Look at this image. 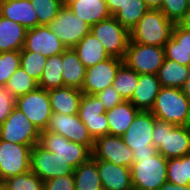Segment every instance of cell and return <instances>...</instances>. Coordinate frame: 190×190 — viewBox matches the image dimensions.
Wrapping results in <instances>:
<instances>
[{
    "label": "cell",
    "mask_w": 190,
    "mask_h": 190,
    "mask_svg": "<svg viewBox=\"0 0 190 190\" xmlns=\"http://www.w3.org/2000/svg\"><path fill=\"white\" fill-rule=\"evenodd\" d=\"M174 25L160 9H149L129 31L130 41L164 47L172 36Z\"/></svg>",
    "instance_id": "cell-1"
},
{
    "label": "cell",
    "mask_w": 190,
    "mask_h": 190,
    "mask_svg": "<svg viewBox=\"0 0 190 190\" xmlns=\"http://www.w3.org/2000/svg\"><path fill=\"white\" fill-rule=\"evenodd\" d=\"M153 145L166 159L190 154V131L155 117Z\"/></svg>",
    "instance_id": "cell-2"
},
{
    "label": "cell",
    "mask_w": 190,
    "mask_h": 190,
    "mask_svg": "<svg viewBox=\"0 0 190 190\" xmlns=\"http://www.w3.org/2000/svg\"><path fill=\"white\" fill-rule=\"evenodd\" d=\"M154 125L155 116L150 111H139L121 136L124 143L133 151V163L140 162V158L151 157L157 152L152 140Z\"/></svg>",
    "instance_id": "cell-3"
},
{
    "label": "cell",
    "mask_w": 190,
    "mask_h": 190,
    "mask_svg": "<svg viewBox=\"0 0 190 190\" xmlns=\"http://www.w3.org/2000/svg\"><path fill=\"white\" fill-rule=\"evenodd\" d=\"M167 161L158 151L131 165V182L135 190H158L167 181Z\"/></svg>",
    "instance_id": "cell-4"
},
{
    "label": "cell",
    "mask_w": 190,
    "mask_h": 190,
    "mask_svg": "<svg viewBox=\"0 0 190 190\" xmlns=\"http://www.w3.org/2000/svg\"><path fill=\"white\" fill-rule=\"evenodd\" d=\"M190 100L181 88L162 87L156 96L151 113L158 119L183 126L187 117Z\"/></svg>",
    "instance_id": "cell-5"
},
{
    "label": "cell",
    "mask_w": 190,
    "mask_h": 190,
    "mask_svg": "<svg viewBox=\"0 0 190 190\" xmlns=\"http://www.w3.org/2000/svg\"><path fill=\"white\" fill-rule=\"evenodd\" d=\"M39 144L61 160L66 161V164L73 169L92 157V152L86 146L46 130L40 131Z\"/></svg>",
    "instance_id": "cell-6"
},
{
    "label": "cell",
    "mask_w": 190,
    "mask_h": 190,
    "mask_svg": "<svg viewBox=\"0 0 190 190\" xmlns=\"http://www.w3.org/2000/svg\"><path fill=\"white\" fill-rule=\"evenodd\" d=\"M47 26L66 48H74L91 30V26L65 4Z\"/></svg>",
    "instance_id": "cell-7"
},
{
    "label": "cell",
    "mask_w": 190,
    "mask_h": 190,
    "mask_svg": "<svg viewBox=\"0 0 190 190\" xmlns=\"http://www.w3.org/2000/svg\"><path fill=\"white\" fill-rule=\"evenodd\" d=\"M165 59L164 47L129 40L123 62L137 74H157Z\"/></svg>",
    "instance_id": "cell-8"
},
{
    "label": "cell",
    "mask_w": 190,
    "mask_h": 190,
    "mask_svg": "<svg viewBox=\"0 0 190 190\" xmlns=\"http://www.w3.org/2000/svg\"><path fill=\"white\" fill-rule=\"evenodd\" d=\"M90 31L110 56L124 59L130 34L113 16L91 26Z\"/></svg>",
    "instance_id": "cell-9"
},
{
    "label": "cell",
    "mask_w": 190,
    "mask_h": 190,
    "mask_svg": "<svg viewBox=\"0 0 190 190\" xmlns=\"http://www.w3.org/2000/svg\"><path fill=\"white\" fill-rule=\"evenodd\" d=\"M0 139L31 148L39 143L40 131L17 107L0 126Z\"/></svg>",
    "instance_id": "cell-10"
},
{
    "label": "cell",
    "mask_w": 190,
    "mask_h": 190,
    "mask_svg": "<svg viewBox=\"0 0 190 190\" xmlns=\"http://www.w3.org/2000/svg\"><path fill=\"white\" fill-rule=\"evenodd\" d=\"M19 108L39 131L46 130L53 114L48 97V90L37 87L35 90L16 98Z\"/></svg>",
    "instance_id": "cell-11"
},
{
    "label": "cell",
    "mask_w": 190,
    "mask_h": 190,
    "mask_svg": "<svg viewBox=\"0 0 190 190\" xmlns=\"http://www.w3.org/2000/svg\"><path fill=\"white\" fill-rule=\"evenodd\" d=\"M30 171L45 182L52 178L73 175L74 169L38 143L31 148Z\"/></svg>",
    "instance_id": "cell-12"
},
{
    "label": "cell",
    "mask_w": 190,
    "mask_h": 190,
    "mask_svg": "<svg viewBox=\"0 0 190 190\" xmlns=\"http://www.w3.org/2000/svg\"><path fill=\"white\" fill-rule=\"evenodd\" d=\"M30 152L28 145L15 144L0 139V178L22 175L30 171Z\"/></svg>",
    "instance_id": "cell-13"
},
{
    "label": "cell",
    "mask_w": 190,
    "mask_h": 190,
    "mask_svg": "<svg viewBox=\"0 0 190 190\" xmlns=\"http://www.w3.org/2000/svg\"><path fill=\"white\" fill-rule=\"evenodd\" d=\"M46 131L64 136L67 140L86 146L91 152L94 148V140L88 132L78 114L67 115L53 113Z\"/></svg>",
    "instance_id": "cell-14"
},
{
    "label": "cell",
    "mask_w": 190,
    "mask_h": 190,
    "mask_svg": "<svg viewBox=\"0 0 190 190\" xmlns=\"http://www.w3.org/2000/svg\"><path fill=\"white\" fill-rule=\"evenodd\" d=\"M78 116L94 141L109 135L106 110L96 95L83 94Z\"/></svg>",
    "instance_id": "cell-15"
},
{
    "label": "cell",
    "mask_w": 190,
    "mask_h": 190,
    "mask_svg": "<svg viewBox=\"0 0 190 190\" xmlns=\"http://www.w3.org/2000/svg\"><path fill=\"white\" fill-rule=\"evenodd\" d=\"M92 157L95 160L110 161L116 166L131 168L133 164V151L121 136L105 135L95 140Z\"/></svg>",
    "instance_id": "cell-16"
},
{
    "label": "cell",
    "mask_w": 190,
    "mask_h": 190,
    "mask_svg": "<svg viewBox=\"0 0 190 190\" xmlns=\"http://www.w3.org/2000/svg\"><path fill=\"white\" fill-rule=\"evenodd\" d=\"M123 60L110 56L108 59L87 68L85 79L81 87L83 94L96 95L115 80V74Z\"/></svg>",
    "instance_id": "cell-17"
},
{
    "label": "cell",
    "mask_w": 190,
    "mask_h": 190,
    "mask_svg": "<svg viewBox=\"0 0 190 190\" xmlns=\"http://www.w3.org/2000/svg\"><path fill=\"white\" fill-rule=\"evenodd\" d=\"M67 48L47 25L27 29L23 50L50 57L63 53Z\"/></svg>",
    "instance_id": "cell-18"
},
{
    "label": "cell",
    "mask_w": 190,
    "mask_h": 190,
    "mask_svg": "<svg viewBox=\"0 0 190 190\" xmlns=\"http://www.w3.org/2000/svg\"><path fill=\"white\" fill-rule=\"evenodd\" d=\"M103 190H131V170L110 161L96 160Z\"/></svg>",
    "instance_id": "cell-19"
},
{
    "label": "cell",
    "mask_w": 190,
    "mask_h": 190,
    "mask_svg": "<svg viewBox=\"0 0 190 190\" xmlns=\"http://www.w3.org/2000/svg\"><path fill=\"white\" fill-rule=\"evenodd\" d=\"M0 15L26 29L38 26V17L30 0H0Z\"/></svg>",
    "instance_id": "cell-20"
},
{
    "label": "cell",
    "mask_w": 190,
    "mask_h": 190,
    "mask_svg": "<svg viewBox=\"0 0 190 190\" xmlns=\"http://www.w3.org/2000/svg\"><path fill=\"white\" fill-rule=\"evenodd\" d=\"M161 88L156 74H138V85L129 101L139 111H151Z\"/></svg>",
    "instance_id": "cell-21"
},
{
    "label": "cell",
    "mask_w": 190,
    "mask_h": 190,
    "mask_svg": "<svg viewBox=\"0 0 190 190\" xmlns=\"http://www.w3.org/2000/svg\"><path fill=\"white\" fill-rule=\"evenodd\" d=\"M48 97L53 113L74 115L78 114L83 93L76 88L61 87L48 90Z\"/></svg>",
    "instance_id": "cell-22"
},
{
    "label": "cell",
    "mask_w": 190,
    "mask_h": 190,
    "mask_svg": "<svg viewBox=\"0 0 190 190\" xmlns=\"http://www.w3.org/2000/svg\"><path fill=\"white\" fill-rule=\"evenodd\" d=\"M65 5L90 26L112 16L105 0H66Z\"/></svg>",
    "instance_id": "cell-23"
},
{
    "label": "cell",
    "mask_w": 190,
    "mask_h": 190,
    "mask_svg": "<svg viewBox=\"0 0 190 190\" xmlns=\"http://www.w3.org/2000/svg\"><path fill=\"white\" fill-rule=\"evenodd\" d=\"M139 110L129 101L121 103L106 111L109 135L122 136L132 124Z\"/></svg>",
    "instance_id": "cell-24"
},
{
    "label": "cell",
    "mask_w": 190,
    "mask_h": 190,
    "mask_svg": "<svg viewBox=\"0 0 190 190\" xmlns=\"http://www.w3.org/2000/svg\"><path fill=\"white\" fill-rule=\"evenodd\" d=\"M63 87H72L81 90L87 68L78 58L73 48H67L62 53Z\"/></svg>",
    "instance_id": "cell-25"
},
{
    "label": "cell",
    "mask_w": 190,
    "mask_h": 190,
    "mask_svg": "<svg viewBox=\"0 0 190 190\" xmlns=\"http://www.w3.org/2000/svg\"><path fill=\"white\" fill-rule=\"evenodd\" d=\"M27 29L0 15V53L23 49Z\"/></svg>",
    "instance_id": "cell-26"
},
{
    "label": "cell",
    "mask_w": 190,
    "mask_h": 190,
    "mask_svg": "<svg viewBox=\"0 0 190 190\" xmlns=\"http://www.w3.org/2000/svg\"><path fill=\"white\" fill-rule=\"evenodd\" d=\"M73 49L86 68L92 67L110 57L101 42L91 31Z\"/></svg>",
    "instance_id": "cell-27"
},
{
    "label": "cell",
    "mask_w": 190,
    "mask_h": 190,
    "mask_svg": "<svg viewBox=\"0 0 190 190\" xmlns=\"http://www.w3.org/2000/svg\"><path fill=\"white\" fill-rule=\"evenodd\" d=\"M73 176L75 190H103L97 162L93 157L76 167Z\"/></svg>",
    "instance_id": "cell-28"
},
{
    "label": "cell",
    "mask_w": 190,
    "mask_h": 190,
    "mask_svg": "<svg viewBox=\"0 0 190 190\" xmlns=\"http://www.w3.org/2000/svg\"><path fill=\"white\" fill-rule=\"evenodd\" d=\"M156 75L162 87L182 88L189 79L190 67L165 58Z\"/></svg>",
    "instance_id": "cell-29"
},
{
    "label": "cell",
    "mask_w": 190,
    "mask_h": 190,
    "mask_svg": "<svg viewBox=\"0 0 190 190\" xmlns=\"http://www.w3.org/2000/svg\"><path fill=\"white\" fill-rule=\"evenodd\" d=\"M148 10L144 0H124L113 17L130 31Z\"/></svg>",
    "instance_id": "cell-30"
},
{
    "label": "cell",
    "mask_w": 190,
    "mask_h": 190,
    "mask_svg": "<svg viewBox=\"0 0 190 190\" xmlns=\"http://www.w3.org/2000/svg\"><path fill=\"white\" fill-rule=\"evenodd\" d=\"M62 70V53L47 57L38 87L45 90L63 87Z\"/></svg>",
    "instance_id": "cell-31"
},
{
    "label": "cell",
    "mask_w": 190,
    "mask_h": 190,
    "mask_svg": "<svg viewBox=\"0 0 190 190\" xmlns=\"http://www.w3.org/2000/svg\"><path fill=\"white\" fill-rule=\"evenodd\" d=\"M137 85L138 74L123 62L116 71L112 86L123 100H130Z\"/></svg>",
    "instance_id": "cell-32"
},
{
    "label": "cell",
    "mask_w": 190,
    "mask_h": 190,
    "mask_svg": "<svg viewBox=\"0 0 190 190\" xmlns=\"http://www.w3.org/2000/svg\"><path fill=\"white\" fill-rule=\"evenodd\" d=\"M167 181L179 186L190 185V154L168 159Z\"/></svg>",
    "instance_id": "cell-33"
},
{
    "label": "cell",
    "mask_w": 190,
    "mask_h": 190,
    "mask_svg": "<svg viewBox=\"0 0 190 190\" xmlns=\"http://www.w3.org/2000/svg\"><path fill=\"white\" fill-rule=\"evenodd\" d=\"M15 98L25 95L38 87V82L28 75L20 66L5 85Z\"/></svg>",
    "instance_id": "cell-34"
},
{
    "label": "cell",
    "mask_w": 190,
    "mask_h": 190,
    "mask_svg": "<svg viewBox=\"0 0 190 190\" xmlns=\"http://www.w3.org/2000/svg\"><path fill=\"white\" fill-rule=\"evenodd\" d=\"M47 57L33 51L20 50V66L33 79L39 82Z\"/></svg>",
    "instance_id": "cell-35"
},
{
    "label": "cell",
    "mask_w": 190,
    "mask_h": 190,
    "mask_svg": "<svg viewBox=\"0 0 190 190\" xmlns=\"http://www.w3.org/2000/svg\"><path fill=\"white\" fill-rule=\"evenodd\" d=\"M38 17V25H48L64 6V0H30Z\"/></svg>",
    "instance_id": "cell-36"
},
{
    "label": "cell",
    "mask_w": 190,
    "mask_h": 190,
    "mask_svg": "<svg viewBox=\"0 0 190 190\" xmlns=\"http://www.w3.org/2000/svg\"><path fill=\"white\" fill-rule=\"evenodd\" d=\"M9 190H44V182L31 171L3 181Z\"/></svg>",
    "instance_id": "cell-37"
},
{
    "label": "cell",
    "mask_w": 190,
    "mask_h": 190,
    "mask_svg": "<svg viewBox=\"0 0 190 190\" xmlns=\"http://www.w3.org/2000/svg\"><path fill=\"white\" fill-rule=\"evenodd\" d=\"M20 67V51L0 53V86H5L12 74Z\"/></svg>",
    "instance_id": "cell-38"
},
{
    "label": "cell",
    "mask_w": 190,
    "mask_h": 190,
    "mask_svg": "<svg viewBox=\"0 0 190 190\" xmlns=\"http://www.w3.org/2000/svg\"><path fill=\"white\" fill-rule=\"evenodd\" d=\"M165 58L190 67V52L186 50L173 36L164 46Z\"/></svg>",
    "instance_id": "cell-39"
},
{
    "label": "cell",
    "mask_w": 190,
    "mask_h": 190,
    "mask_svg": "<svg viewBox=\"0 0 190 190\" xmlns=\"http://www.w3.org/2000/svg\"><path fill=\"white\" fill-rule=\"evenodd\" d=\"M189 7L187 0H163L160 10L169 20L178 23Z\"/></svg>",
    "instance_id": "cell-40"
},
{
    "label": "cell",
    "mask_w": 190,
    "mask_h": 190,
    "mask_svg": "<svg viewBox=\"0 0 190 190\" xmlns=\"http://www.w3.org/2000/svg\"><path fill=\"white\" fill-rule=\"evenodd\" d=\"M16 107V98L6 86H0V126Z\"/></svg>",
    "instance_id": "cell-41"
},
{
    "label": "cell",
    "mask_w": 190,
    "mask_h": 190,
    "mask_svg": "<svg viewBox=\"0 0 190 190\" xmlns=\"http://www.w3.org/2000/svg\"><path fill=\"white\" fill-rule=\"evenodd\" d=\"M96 96L100 99L106 111L111 110L123 101V98L112 85L108 86L103 91L98 92Z\"/></svg>",
    "instance_id": "cell-42"
},
{
    "label": "cell",
    "mask_w": 190,
    "mask_h": 190,
    "mask_svg": "<svg viewBox=\"0 0 190 190\" xmlns=\"http://www.w3.org/2000/svg\"><path fill=\"white\" fill-rule=\"evenodd\" d=\"M44 190H75L74 176L56 177L44 182Z\"/></svg>",
    "instance_id": "cell-43"
},
{
    "label": "cell",
    "mask_w": 190,
    "mask_h": 190,
    "mask_svg": "<svg viewBox=\"0 0 190 190\" xmlns=\"http://www.w3.org/2000/svg\"><path fill=\"white\" fill-rule=\"evenodd\" d=\"M172 36L186 49L190 52V31L185 30L175 23Z\"/></svg>",
    "instance_id": "cell-44"
},
{
    "label": "cell",
    "mask_w": 190,
    "mask_h": 190,
    "mask_svg": "<svg viewBox=\"0 0 190 190\" xmlns=\"http://www.w3.org/2000/svg\"><path fill=\"white\" fill-rule=\"evenodd\" d=\"M107 3L108 10L113 16L118 9L122 6L124 0H105Z\"/></svg>",
    "instance_id": "cell-45"
},
{
    "label": "cell",
    "mask_w": 190,
    "mask_h": 190,
    "mask_svg": "<svg viewBox=\"0 0 190 190\" xmlns=\"http://www.w3.org/2000/svg\"><path fill=\"white\" fill-rule=\"evenodd\" d=\"M158 190H190V185L179 186L166 181Z\"/></svg>",
    "instance_id": "cell-46"
},
{
    "label": "cell",
    "mask_w": 190,
    "mask_h": 190,
    "mask_svg": "<svg viewBox=\"0 0 190 190\" xmlns=\"http://www.w3.org/2000/svg\"><path fill=\"white\" fill-rule=\"evenodd\" d=\"M177 24L185 30L190 31V7Z\"/></svg>",
    "instance_id": "cell-47"
},
{
    "label": "cell",
    "mask_w": 190,
    "mask_h": 190,
    "mask_svg": "<svg viewBox=\"0 0 190 190\" xmlns=\"http://www.w3.org/2000/svg\"><path fill=\"white\" fill-rule=\"evenodd\" d=\"M149 9H160L163 0H144Z\"/></svg>",
    "instance_id": "cell-48"
},
{
    "label": "cell",
    "mask_w": 190,
    "mask_h": 190,
    "mask_svg": "<svg viewBox=\"0 0 190 190\" xmlns=\"http://www.w3.org/2000/svg\"><path fill=\"white\" fill-rule=\"evenodd\" d=\"M184 94L187 96V98L190 100V75L189 79L186 81V83L181 88Z\"/></svg>",
    "instance_id": "cell-49"
},
{
    "label": "cell",
    "mask_w": 190,
    "mask_h": 190,
    "mask_svg": "<svg viewBox=\"0 0 190 190\" xmlns=\"http://www.w3.org/2000/svg\"><path fill=\"white\" fill-rule=\"evenodd\" d=\"M183 126L190 131V103L188 107L187 117Z\"/></svg>",
    "instance_id": "cell-50"
},
{
    "label": "cell",
    "mask_w": 190,
    "mask_h": 190,
    "mask_svg": "<svg viewBox=\"0 0 190 190\" xmlns=\"http://www.w3.org/2000/svg\"><path fill=\"white\" fill-rule=\"evenodd\" d=\"M0 190H9V188L5 185V183L3 182L1 185H0Z\"/></svg>",
    "instance_id": "cell-51"
}]
</instances>
